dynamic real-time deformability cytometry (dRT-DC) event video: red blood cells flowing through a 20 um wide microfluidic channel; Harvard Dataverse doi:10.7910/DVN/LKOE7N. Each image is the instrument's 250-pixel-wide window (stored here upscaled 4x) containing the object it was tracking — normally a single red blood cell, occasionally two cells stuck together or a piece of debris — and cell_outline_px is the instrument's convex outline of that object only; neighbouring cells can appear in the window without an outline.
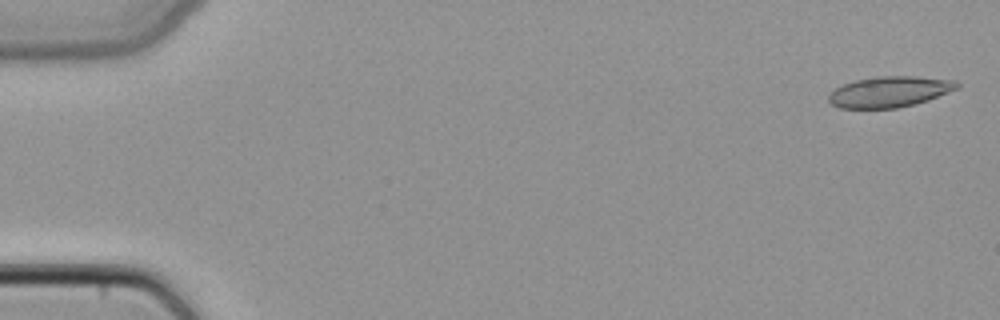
{"species": "common noctule bat (a hibernating species)", "species_latin": "Nyctalus noctula", "temperature_condition": "cold", "stored_images_in_passage": 49, "camera_frame_rate_fps": 3000, "um_per_image_px": 0.085, "animal": {"sex": "female", "body_mass_g": 22.7, "forearm_length_mm": 54.2}, "frame": {"image": 1, "passage_image": 2, "time_ms": 0.333, "image_size_px": [1000, 320], "cell_outline_px": [[960, 84], [956, 88], [928, 100], [896, 108], [840, 108], [832, 104], [828, 100], [828, 96], [836, 88], [844, 84], [856, 80], [876, 76], [916, 76], [956, 80]], "centroid_in_image_um": [75.6, 7.79], "position_along_channel_um": 9.4, "area_um2": 22.77}}
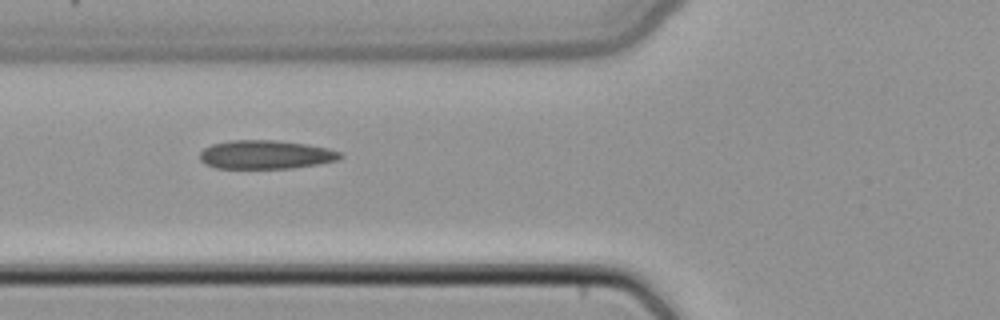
{"frame": {"image": 2, "passage_image": 19, "time_ms": 6.0, "image_size_px": [1000, 320], "cell_outline_px": [[344, 156], [340, 160], [320, 164], [292, 168], [216, 168], [204, 164], [200, 160], [200, 152], [204, 148], [212, 144], [228, 140], [276, 140], [304, 144], [328, 148], [340, 152]], "centroid_in_image_um": [22.59, 13.14], "position_along_channel_um": 103.2, "area_um2": 23.64}}
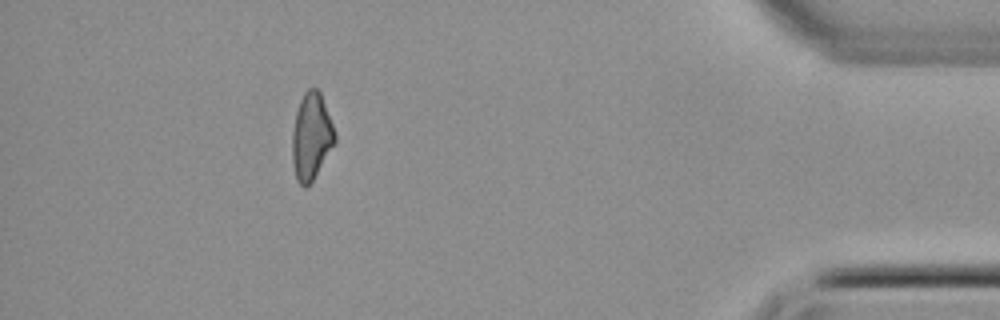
{"frame": {"image": 3, "passage_image": 44, "time_ms": 14.333, "image_size_px": [1000, 320], "cell_outline_px": [[336, 140], [312, 180], [304, 188], [296, 180], [292, 160], [292, 132], [296, 112], [300, 100], [304, 92], [308, 88], [316, 88], [320, 92], [332, 124], [336, 136]], "centroid_in_image_um": [26.43, 11.59], "position_along_channel_um": 408.8, "area_um2": 21.15}}